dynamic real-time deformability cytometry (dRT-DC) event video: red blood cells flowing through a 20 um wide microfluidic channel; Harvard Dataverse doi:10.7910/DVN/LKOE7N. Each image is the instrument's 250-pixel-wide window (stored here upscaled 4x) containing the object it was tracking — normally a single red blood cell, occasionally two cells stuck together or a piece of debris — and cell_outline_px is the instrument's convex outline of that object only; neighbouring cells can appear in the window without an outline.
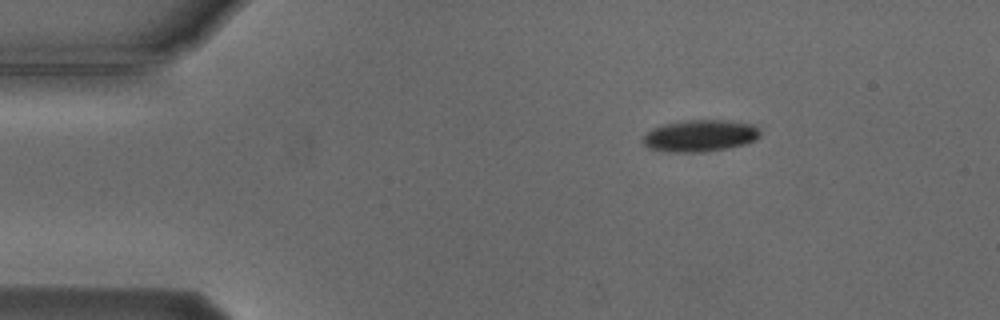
{"species": "Egyptian fruit bat (a non-hibernating species)", "species_latin": "Rousettus aegyptiacus", "temperature_condition": "cold", "stored_images_in_passage": 3, "camera_frame_rate_fps": 3000, "um_per_image_px": 0.085, "animal": {"sex": "male"}, "frame": {"image": 1, "passage_image": 1, "time_ms": 0.0, "image_size_px": [1000, 320], "cell_outline_px": [[760, 136], [756, 140], [744, 144], [704, 152], [668, 152], [648, 148], [640, 140], [648, 132], [664, 124], [692, 120], [724, 120], [752, 124], [760, 128]], "centroid_in_image_um": [59.52, 11.55], "position_along_channel_um": 25.5, "area_um2": 21.56}}